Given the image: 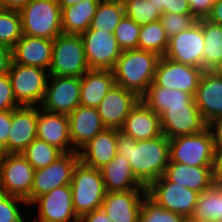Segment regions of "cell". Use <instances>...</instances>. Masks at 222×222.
<instances>
[{"label":"cell","mask_w":222,"mask_h":222,"mask_svg":"<svg viewBox=\"0 0 222 222\" xmlns=\"http://www.w3.org/2000/svg\"><path fill=\"white\" fill-rule=\"evenodd\" d=\"M21 36L22 25L20 12L0 8V44L12 49Z\"/></svg>","instance_id":"cell-36"},{"label":"cell","mask_w":222,"mask_h":222,"mask_svg":"<svg viewBox=\"0 0 222 222\" xmlns=\"http://www.w3.org/2000/svg\"><path fill=\"white\" fill-rule=\"evenodd\" d=\"M100 171L106 192L146 189L134 176L129 160L119 154L100 168Z\"/></svg>","instance_id":"cell-27"},{"label":"cell","mask_w":222,"mask_h":222,"mask_svg":"<svg viewBox=\"0 0 222 222\" xmlns=\"http://www.w3.org/2000/svg\"><path fill=\"white\" fill-rule=\"evenodd\" d=\"M124 15V5L121 0H100L88 30H101L113 34Z\"/></svg>","instance_id":"cell-32"},{"label":"cell","mask_w":222,"mask_h":222,"mask_svg":"<svg viewBox=\"0 0 222 222\" xmlns=\"http://www.w3.org/2000/svg\"><path fill=\"white\" fill-rule=\"evenodd\" d=\"M37 138L46 141L62 153L72 152L68 116L38 107Z\"/></svg>","instance_id":"cell-20"},{"label":"cell","mask_w":222,"mask_h":222,"mask_svg":"<svg viewBox=\"0 0 222 222\" xmlns=\"http://www.w3.org/2000/svg\"><path fill=\"white\" fill-rule=\"evenodd\" d=\"M207 20L222 25V0H215Z\"/></svg>","instance_id":"cell-50"},{"label":"cell","mask_w":222,"mask_h":222,"mask_svg":"<svg viewBox=\"0 0 222 222\" xmlns=\"http://www.w3.org/2000/svg\"><path fill=\"white\" fill-rule=\"evenodd\" d=\"M213 71H214L216 74L222 76V59H221V61L216 65V67L213 69Z\"/></svg>","instance_id":"cell-54"},{"label":"cell","mask_w":222,"mask_h":222,"mask_svg":"<svg viewBox=\"0 0 222 222\" xmlns=\"http://www.w3.org/2000/svg\"><path fill=\"white\" fill-rule=\"evenodd\" d=\"M18 203L29 205L20 197L0 192V222H28L25 221Z\"/></svg>","instance_id":"cell-40"},{"label":"cell","mask_w":222,"mask_h":222,"mask_svg":"<svg viewBox=\"0 0 222 222\" xmlns=\"http://www.w3.org/2000/svg\"><path fill=\"white\" fill-rule=\"evenodd\" d=\"M215 146L208 128L202 132L169 140V162L189 166H212Z\"/></svg>","instance_id":"cell-6"},{"label":"cell","mask_w":222,"mask_h":222,"mask_svg":"<svg viewBox=\"0 0 222 222\" xmlns=\"http://www.w3.org/2000/svg\"><path fill=\"white\" fill-rule=\"evenodd\" d=\"M78 161L79 153L72 151L63 153L49 166L35 170L31 194L26 202L31 205L38 197L53 189L70 185L73 170Z\"/></svg>","instance_id":"cell-10"},{"label":"cell","mask_w":222,"mask_h":222,"mask_svg":"<svg viewBox=\"0 0 222 222\" xmlns=\"http://www.w3.org/2000/svg\"><path fill=\"white\" fill-rule=\"evenodd\" d=\"M203 69L182 64L162 56L159 58L154 83L169 89H178L191 94L193 97L198 88Z\"/></svg>","instance_id":"cell-13"},{"label":"cell","mask_w":222,"mask_h":222,"mask_svg":"<svg viewBox=\"0 0 222 222\" xmlns=\"http://www.w3.org/2000/svg\"><path fill=\"white\" fill-rule=\"evenodd\" d=\"M146 189L106 192L101 205L113 222H138Z\"/></svg>","instance_id":"cell-19"},{"label":"cell","mask_w":222,"mask_h":222,"mask_svg":"<svg viewBox=\"0 0 222 222\" xmlns=\"http://www.w3.org/2000/svg\"><path fill=\"white\" fill-rule=\"evenodd\" d=\"M141 26L127 16H123L114 31V37L122 51L137 49Z\"/></svg>","instance_id":"cell-38"},{"label":"cell","mask_w":222,"mask_h":222,"mask_svg":"<svg viewBox=\"0 0 222 222\" xmlns=\"http://www.w3.org/2000/svg\"><path fill=\"white\" fill-rule=\"evenodd\" d=\"M162 134L169 140L185 135H193L207 128L196 104L168 107L160 115Z\"/></svg>","instance_id":"cell-16"},{"label":"cell","mask_w":222,"mask_h":222,"mask_svg":"<svg viewBox=\"0 0 222 222\" xmlns=\"http://www.w3.org/2000/svg\"><path fill=\"white\" fill-rule=\"evenodd\" d=\"M79 222H113L102 208L84 214Z\"/></svg>","instance_id":"cell-49"},{"label":"cell","mask_w":222,"mask_h":222,"mask_svg":"<svg viewBox=\"0 0 222 222\" xmlns=\"http://www.w3.org/2000/svg\"><path fill=\"white\" fill-rule=\"evenodd\" d=\"M213 184H222V146L216 147L212 163Z\"/></svg>","instance_id":"cell-47"},{"label":"cell","mask_w":222,"mask_h":222,"mask_svg":"<svg viewBox=\"0 0 222 222\" xmlns=\"http://www.w3.org/2000/svg\"><path fill=\"white\" fill-rule=\"evenodd\" d=\"M52 51L53 40L22 35L12 48V63L49 70Z\"/></svg>","instance_id":"cell-23"},{"label":"cell","mask_w":222,"mask_h":222,"mask_svg":"<svg viewBox=\"0 0 222 222\" xmlns=\"http://www.w3.org/2000/svg\"><path fill=\"white\" fill-rule=\"evenodd\" d=\"M168 40L162 24L158 20L141 25L137 49L150 51L162 57L167 50Z\"/></svg>","instance_id":"cell-34"},{"label":"cell","mask_w":222,"mask_h":222,"mask_svg":"<svg viewBox=\"0 0 222 222\" xmlns=\"http://www.w3.org/2000/svg\"><path fill=\"white\" fill-rule=\"evenodd\" d=\"M139 100L134 92L114 84L97 107L103 125L119 130Z\"/></svg>","instance_id":"cell-17"},{"label":"cell","mask_w":222,"mask_h":222,"mask_svg":"<svg viewBox=\"0 0 222 222\" xmlns=\"http://www.w3.org/2000/svg\"><path fill=\"white\" fill-rule=\"evenodd\" d=\"M34 170L45 168L53 163L63 153L46 141L34 139L22 152Z\"/></svg>","instance_id":"cell-35"},{"label":"cell","mask_w":222,"mask_h":222,"mask_svg":"<svg viewBox=\"0 0 222 222\" xmlns=\"http://www.w3.org/2000/svg\"><path fill=\"white\" fill-rule=\"evenodd\" d=\"M88 70L80 34L61 33L53 40L49 75L81 77Z\"/></svg>","instance_id":"cell-5"},{"label":"cell","mask_w":222,"mask_h":222,"mask_svg":"<svg viewBox=\"0 0 222 222\" xmlns=\"http://www.w3.org/2000/svg\"><path fill=\"white\" fill-rule=\"evenodd\" d=\"M193 215L202 222H222L220 184H213L199 194Z\"/></svg>","instance_id":"cell-33"},{"label":"cell","mask_w":222,"mask_h":222,"mask_svg":"<svg viewBox=\"0 0 222 222\" xmlns=\"http://www.w3.org/2000/svg\"><path fill=\"white\" fill-rule=\"evenodd\" d=\"M90 69H112L122 53L114 34L87 30L80 34Z\"/></svg>","instance_id":"cell-14"},{"label":"cell","mask_w":222,"mask_h":222,"mask_svg":"<svg viewBox=\"0 0 222 222\" xmlns=\"http://www.w3.org/2000/svg\"><path fill=\"white\" fill-rule=\"evenodd\" d=\"M12 62V49L0 44V76L9 73Z\"/></svg>","instance_id":"cell-48"},{"label":"cell","mask_w":222,"mask_h":222,"mask_svg":"<svg viewBox=\"0 0 222 222\" xmlns=\"http://www.w3.org/2000/svg\"><path fill=\"white\" fill-rule=\"evenodd\" d=\"M124 5L125 16L131 18L138 25L156 22L161 14L155 8L152 0H121Z\"/></svg>","instance_id":"cell-37"},{"label":"cell","mask_w":222,"mask_h":222,"mask_svg":"<svg viewBox=\"0 0 222 222\" xmlns=\"http://www.w3.org/2000/svg\"><path fill=\"white\" fill-rule=\"evenodd\" d=\"M21 106L13 93L8 74L0 76V111L15 110Z\"/></svg>","instance_id":"cell-42"},{"label":"cell","mask_w":222,"mask_h":222,"mask_svg":"<svg viewBox=\"0 0 222 222\" xmlns=\"http://www.w3.org/2000/svg\"><path fill=\"white\" fill-rule=\"evenodd\" d=\"M72 151H79L106 127L95 107L79 105L69 115Z\"/></svg>","instance_id":"cell-21"},{"label":"cell","mask_w":222,"mask_h":222,"mask_svg":"<svg viewBox=\"0 0 222 222\" xmlns=\"http://www.w3.org/2000/svg\"><path fill=\"white\" fill-rule=\"evenodd\" d=\"M80 1L84 0H58V4L60 5L61 10L65 7L72 6Z\"/></svg>","instance_id":"cell-52"},{"label":"cell","mask_w":222,"mask_h":222,"mask_svg":"<svg viewBox=\"0 0 222 222\" xmlns=\"http://www.w3.org/2000/svg\"><path fill=\"white\" fill-rule=\"evenodd\" d=\"M180 222H202L200 219L195 217L193 214L184 215Z\"/></svg>","instance_id":"cell-53"},{"label":"cell","mask_w":222,"mask_h":222,"mask_svg":"<svg viewBox=\"0 0 222 222\" xmlns=\"http://www.w3.org/2000/svg\"><path fill=\"white\" fill-rule=\"evenodd\" d=\"M115 84L111 69H90L80 77V105L97 108Z\"/></svg>","instance_id":"cell-26"},{"label":"cell","mask_w":222,"mask_h":222,"mask_svg":"<svg viewBox=\"0 0 222 222\" xmlns=\"http://www.w3.org/2000/svg\"><path fill=\"white\" fill-rule=\"evenodd\" d=\"M140 100L159 116L168 107L184 106V104H196L191 94L178 89H169L157 86L152 82Z\"/></svg>","instance_id":"cell-29"},{"label":"cell","mask_w":222,"mask_h":222,"mask_svg":"<svg viewBox=\"0 0 222 222\" xmlns=\"http://www.w3.org/2000/svg\"><path fill=\"white\" fill-rule=\"evenodd\" d=\"M191 14L198 20L207 18L215 0H188Z\"/></svg>","instance_id":"cell-44"},{"label":"cell","mask_w":222,"mask_h":222,"mask_svg":"<svg viewBox=\"0 0 222 222\" xmlns=\"http://www.w3.org/2000/svg\"><path fill=\"white\" fill-rule=\"evenodd\" d=\"M159 58L156 53L140 49L122 51L111 69L115 84L134 92L140 98L154 81Z\"/></svg>","instance_id":"cell-2"},{"label":"cell","mask_w":222,"mask_h":222,"mask_svg":"<svg viewBox=\"0 0 222 222\" xmlns=\"http://www.w3.org/2000/svg\"><path fill=\"white\" fill-rule=\"evenodd\" d=\"M146 194L157 205L184 216L193 214L200 193L173 183L163 175L146 187Z\"/></svg>","instance_id":"cell-9"},{"label":"cell","mask_w":222,"mask_h":222,"mask_svg":"<svg viewBox=\"0 0 222 222\" xmlns=\"http://www.w3.org/2000/svg\"><path fill=\"white\" fill-rule=\"evenodd\" d=\"M38 106H19L11 110L7 153H22L37 138Z\"/></svg>","instance_id":"cell-18"},{"label":"cell","mask_w":222,"mask_h":222,"mask_svg":"<svg viewBox=\"0 0 222 222\" xmlns=\"http://www.w3.org/2000/svg\"><path fill=\"white\" fill-rule=\"evenodd\" d=\"M35 170L22 153H5L0 161V192L26 200Z\"/></svg>","instance_id":"cell-8"},{"label":"cell","mask_w":222,"mask_h":222,"mask_svg":"<svg viewBox=\"0 0 222 222\" xmlns=\"http://www.w3.org/2000/svg\"><path fill=\"white\" fill-rule=\"evenodd\" d=\"M119 130L138 141L156 138L162 135L160 116L139 100Z\"/></svg>","instance_id":"cell-24"},{"label":"cell","mask_w":222,"mask_h":222,"mask_svg":"<svg viewBox=\"0 0 222 222\" xmlns=\"http://www.w3.org/2000/svg\"><path fill=\"white\" fill-rule=\"evenodd\" d=\"M168 38L187 30L197 22L191 13H163L159 19Z\"/></svg>","instance_id":"cell-41"},{"label":"cell","mask_w":222,"mask_h":222,"mask_svg":"<svg viewBox=\"0 0 222 222\" xmlns=\"http://www.w3.org/2000/svg\"><path fill=\"white\" fill-rule=\"evenodd\" d=\"M38 205V218L33 222H79L72 200L70 185L58 187L38 197L31 206ZM32 222V221H31Z\"/></svg>","instance_id":"cell-15"},{"label":"cell","mask_w":222,"mask_h":222,"mask_svg":"<svg viewBox=\"0 0 222 222\" xmlns=\"http://www.w3.org/2000/svg\"><path fill=\"white\" fill-rule=\"evenodd\" d=\"M70 186L74 211L79 218L101 208L106 190L100 169L88 166L79 160L74 167Z\"/></svg>","instance_id":"cell-3"},{"label":"cell","mask_w":222,"mask_h":222,"mask_svg":"<svg viewBox=\"0 0 222 222\" xmlns=\"http://www.w3.org/2000/svg\"><path fill=\"white\" fill-rule=\"evenodd\" d=\"M31 0H0V8L20 11Z\"/></svg>","instance_id":"cell-51"},{"label":"cell","mask_w":222,"mask_h":222,"mask_svg":"<svg viewBox=\"0 0 222 222\" xmlns=\"http://www.w3.org/2000/svg\"><path fill=\"white\" fill-rule=\"evenodd\" d=\"M181 218V215L157 205L146 195L139 211L138 222H180Z\"/></svg>","instance_id":"cell-39"},{"label":"cell","mask_w":222,"mask_h":222,"mask_svg":"<svg viewBox=\"0 0 222 222\" xmlns=\"http://www.w3.org/2000/svg\"><path fill=\"white\" fill-rule=\"evenodd\" d=\"M4 155H5L4 149H3V147L0 145V161L2 160V158L4 157Z\"/></svg>","instance_id":"cell-55"},{"label":"cell","mask_w":222,"mask_h":222,"mask_svg":"<svg viewBox=\"0 0 222 222\" xmlns=\"http://www.w3.org/2000/svg\"><path fill=\"white\" fill-rule=\"evenodd\" d=\"M164 176L171 182L202 193L213 185L212 166L194 167L169 162Z\"/></svg>","instance_id":"cell-28"},{"label":"cell","mask_w":222,"mask_h":222,"mask_svg":"<svg viewBox=\"0 0 222 222\" xmlns=\"http://www.w3.org/2000/svg\"><path fill=\"white\" fill-rule=\"evenodd\" d=\"M207 128L209 129L214 146H222V115L217 116L207 123Z\"/></svg>","instance_id":"cell-46"},{"label":"cell","mask_w":222,"mask_h":222,"mask_svg":"<svg viewBox=\"0 0 222 222\" xmlns=\"http://www.w3.org/2000/svg\"><path fill=\"white\" fill-rule=\"evenodd\" d=\"M100 0H84L61 10L62 31L65 34H82L90 26Z\"/></svg>","instance_id":"cell-30"},{"label":"cell","mask_w":222,"mask_h":222,"mask_svg":"<svg viewBox=\"0 0 222 222\" xmlns=\"http://www.w3.org/2000/svg\"><path fill=\"white\" fill-rule=\"evenodd\" d=\"M8 76L16 101L21 106L41 105L47 88L48 70L12 63Z\"/></svg>","instance_id":"cell-7"},{"label":"cell","mask_w":222,"mask_h":222,"mask_svg":"<svg viewBox=\"0 0 222 222\" xmlns=\"http://www.w3.org/2000/svg\"><path fill=\"white\" fill-rule=\"evenodd\" d=\"M78 153L82 163L96 169L102 168L117 155V129L105 128Z\"/></svg>","instance_id":"cell-25"},{"label":"cell","mask_w":222,"mask_h":222,"mask_svg":"<svg viewBox=\"0 0 222 222\" xmlns=\"http://www.w3.org/2000/svg\"><path fill=\"white\" fill-rule=\"evenodd\" d=\"M117 154L129 160L134 176L147 187L165 174L170 161L169 139L162 134L138 141L117 129Z\"/></svg>","instance_id":"cell-1"},{"label":"cell","mask_w":222,"mask_h":222,"mask_svg":"<svg viewBox=\"0 0 222 222\" xmlns=\"http://www.w3.org/2000/svg\"><path fill=\"white\" fill-rule=\"evenodd\" d=\"M194 101L206 123L222 115V76L213 70H204Z\"/></svg>","instance_id":"cell-22"},{"label":"cell","mask_w":222,"mask_h":222,"mask_svg":"<svg viewBox=\"0 0 222 222\" xmlns=\"http://www.w3.org/2000/svg\"><path fill=\"white\" fill-rule=\"evenodd\" d=\"M221 216H222V184H220Z\"/></svg>","instance_id":"cell-56"},{"label":"cell","mask_w":222,"mask_h":222,"mask_svg":"<svg viewBox=\"0 0 222 222\" xmlns=\"http://www.w3.org/2000/svg\"><path fill=\"white\" fill-rule=\"evenodd\" d=\"M204 37L203 70H213L222 59V25L201 19Z\"/></svg>","instance_id":"cell-31"},{"label":"cell","mask_w":222,"mask_h":222,"mask_svg":"<svg viewBox=\"0 0 222 222\" xmlns=\"http://www.w3.org/2000/svg\"><path fill=\"white\" fill-rule=\"evenodd\" d=\"M11 127V110L0 111V145L7 153V139Z\"/></svg>","instance_id":"cell-45"},{"label":"cell","mask_w":222,"mask_h":222,"mask_svg":"<svg viewBox=\"0 0 222 222\" xmlns=\"http://www.w3.org/2000/svg\"><path fill=\"white\" fill-rule=\"evenodd\" d=\"M80 105V77L49 75L41 108L69 115Z\"/></svg>","instance_id":"cell-11"},{"label":"cell","mask_w":222,"mask_h":222,"mask_svg":"<svg viewBox=\"0 0 222 222\" xmlns=\"http://www.w3.org/2000/svg\"><path fill=\"white\" fill-rule=\"evenodd\" d=\"M19 12L22 35L54 40L63 33L58 0H31Z\"/></svg>","instance_id":"cell-4"},{"label":"cell","mask_w":222,"mask_h":222,"mask_svg":"<svg viewBox=\"0 0 222 222\" xmlns=\"http://www.w3.org/2000/svg\"><path fill=\"white\" fill-rule=\"evenodd\" d=\"M204 37L201 19L187 30L168 40L164 57L173 61L203 69Z\"/></svg>","instance_id":"cell-12"},{"label":"cell","mask_w":222,"mask_h":222,"mask_svg":"<svg viewBox=\"0 0 222 222\" xmlns=\"http://www.w3.org/2000/svg\"><path fill=\"white\" fill-rule=\"evenodd\" d=\"M157 11L163 13H191L188 0H152Z\"/></svg>","instance_id":"cell-43"}]
</instances>
